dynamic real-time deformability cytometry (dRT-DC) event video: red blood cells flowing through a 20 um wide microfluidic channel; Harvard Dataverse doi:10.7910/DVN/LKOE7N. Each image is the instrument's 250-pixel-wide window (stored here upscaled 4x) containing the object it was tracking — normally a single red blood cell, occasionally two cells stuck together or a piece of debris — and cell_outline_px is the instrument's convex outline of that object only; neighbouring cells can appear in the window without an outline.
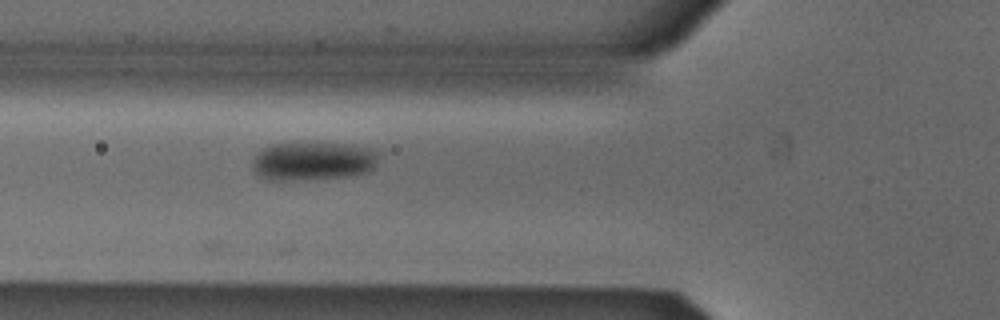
{"species": "Egyptian fruit bat (a non-hibernating species)", "species_latin": "Rousettus aegyptiacus", "temperature_condition": "cold", "stored_images_in_passage": 24, "camera_frame_rate_fps": 3000, "um_per_image_px": 0.085, "animal": {"sex": "male"}, "frame": {"image": 1, "passage_image": 5, "time_ms": 1.333, "image_size_px": [1000, 320], "cell_outline_px": [[376, 160], [372, 168], [368, 172], [348, 176], [304, 180], [268, 180], [260, 176], [252, 168], [252, 156], [256, 152], [272, 144], [316, 140], [352, 144], [372, 148], [376, 152]], "centroid_in_image_um": [26.55, 13.64], "position_along_channel_um": 99.2, "area_um2": 29.36}}
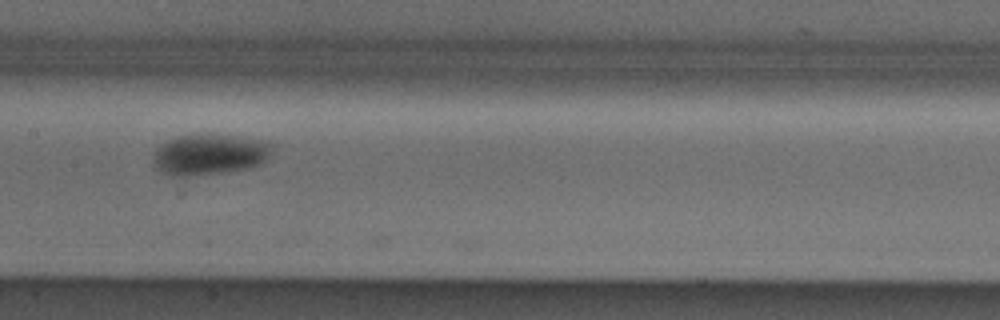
{"frame": {"image": 2, "passage_image": 12, "time_ms": 3.667, "image_size_px": [1000, 320], "cell_outline_px": [[276, 144], [268, 160], [260, 164], [248, 168], [220, 172], [188, 176], [172, 176], [156, 168], [152, 164], [152, 156], [156, 148], [164, 140], [176, 136], [196, 132], [208, 132], [240, 136], [268, 140]], "centroid_in_image_um": [17.83, 13.06], "position_along_channel_um": 189.6, "area_um2": 29.59}}
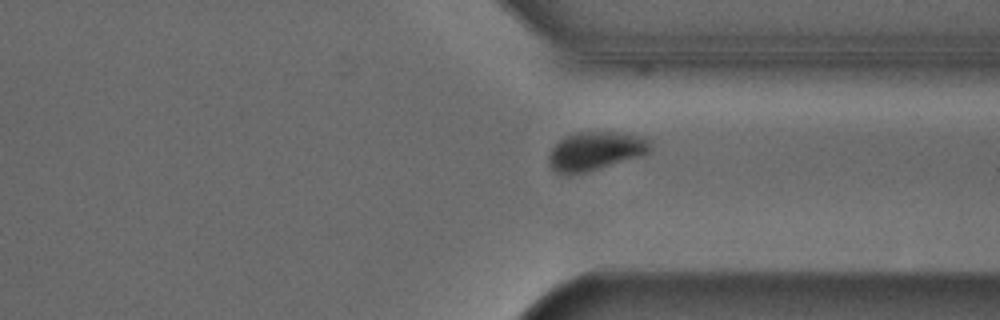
{"frame": {"image": 3, "passage_image": 22, "time_ms": 7.0, "image_size_px": [1000, 320], "cell_outline_px": [[652, 152], [644, 156], [588, 172], [564, 176], [560, 176], [548, 164], [548, 156], [552, 148], [560, 140], [576, 132], [620, 132], [644, 136], [652, 144]], "centroid_in_image_um": [50.65, 12.87], "position_along_channel_um": 360.7, "area_um2": 23.52}}